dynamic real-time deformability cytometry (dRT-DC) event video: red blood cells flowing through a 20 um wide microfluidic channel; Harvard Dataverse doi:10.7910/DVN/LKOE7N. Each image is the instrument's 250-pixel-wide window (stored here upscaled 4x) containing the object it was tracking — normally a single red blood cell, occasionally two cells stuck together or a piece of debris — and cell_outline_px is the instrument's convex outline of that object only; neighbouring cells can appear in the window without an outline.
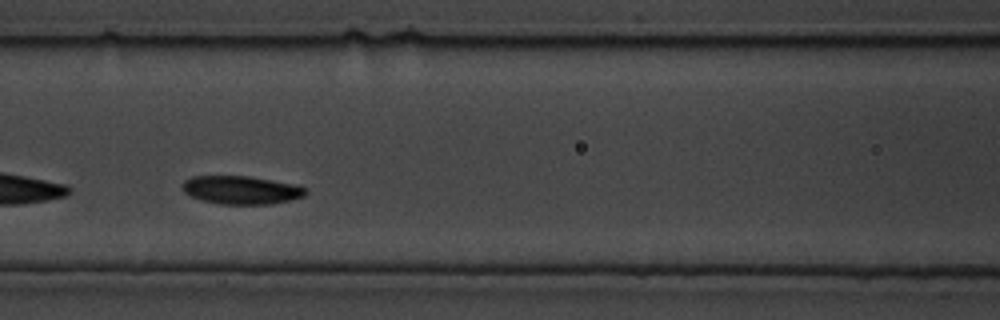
{"species": "common noctule bat (a hibernating species)", "species_latin": "Nyctalus noctula", "temperature_condition": "cold", "stored_images_in_passage": 10, "camera_frame_rate_fps": 3000, "um_per_image_px": 0.085, "animal": {"sex": "male", "body_mass_g": 19.5, "forearm_length_mm": 54.6}, "frame": {"image": 1, "passage_image": 7, "time_ms": 2.0, "image_size_px": [1000, 320], "cell_outline_px": [[308, 192], [304, 196], [272, 204], [220, 204], [200, 200], [184, 192], [184, 180], [192, 176], [248, 176], [292, 184], [308, 188]], "centroid_in_image_um": [20.51, 16.15], "position_along_channel_um": 146.1, "area_um2": 20.11}}
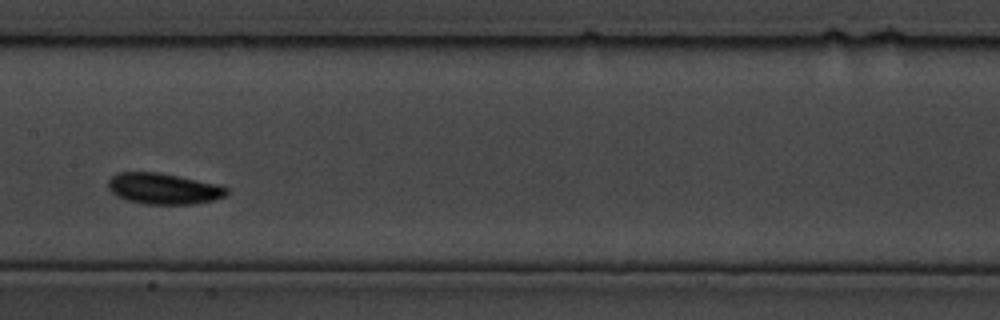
{"frame": {"image": 2, "passage_image": 9, "time_ms": 2.667, "image_size_px": [1000, 320], "cell_outline_px": [[228, 192], [224, 196], [216, 200], [192, 204], [144, 204], [128, 200], [116, 196], [108, 188], [108, 180], [116, 172], [160, 172], [220, 184], [228, 188]], "centroid_in_image_um": [13.92, 16.03], "position_along_channel_um": 193.5, "area_um2": 21.68}}